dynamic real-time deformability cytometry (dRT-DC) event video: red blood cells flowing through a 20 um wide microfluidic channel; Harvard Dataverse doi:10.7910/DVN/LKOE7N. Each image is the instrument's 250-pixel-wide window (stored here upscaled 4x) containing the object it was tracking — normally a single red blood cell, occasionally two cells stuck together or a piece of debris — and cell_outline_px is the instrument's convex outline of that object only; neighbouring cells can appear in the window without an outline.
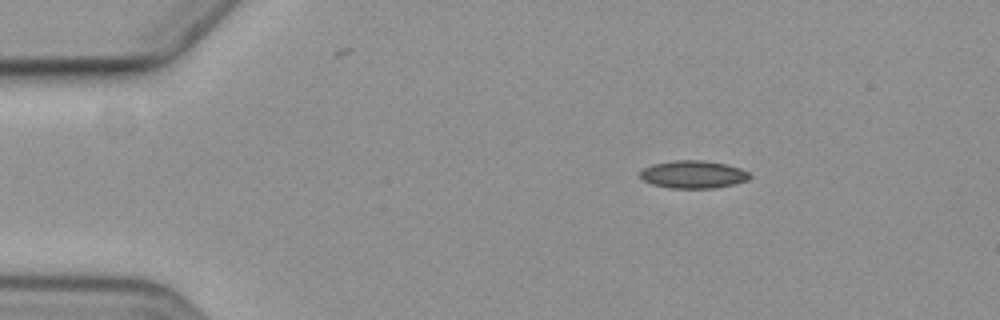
{"species": "common noctule bat (a hibernating species)", "species_latin": "Nyctalus noctula", "temperature_condition": "cold", "stored_images_in_passage": 5, "camera_frame_rate_fps": 3000, "um_per_image_px": 0.085, "animal": {"sex": "female", "body_mass_g": 19.3, "forearm_length_mm": 54.1}, "frame": {"image": 1, "passage_image": 1, "time_ms": 0.0, "image_size_px": [1000, 320], "cell_outline_px": [[752, 176], [748, 180], [732, 184], [712, 188], [668, 188], [652, 184], [644, 180], [640, 176], [640, 172], [644, 168], [652, 164], [676, 160], [704, 160], [728, 164], [740, 168], [748, 172]], "centroid_in_image_um": [58.93, 14.82], "position_along_channel_um": 26.1, "area_um2": 17.69}}
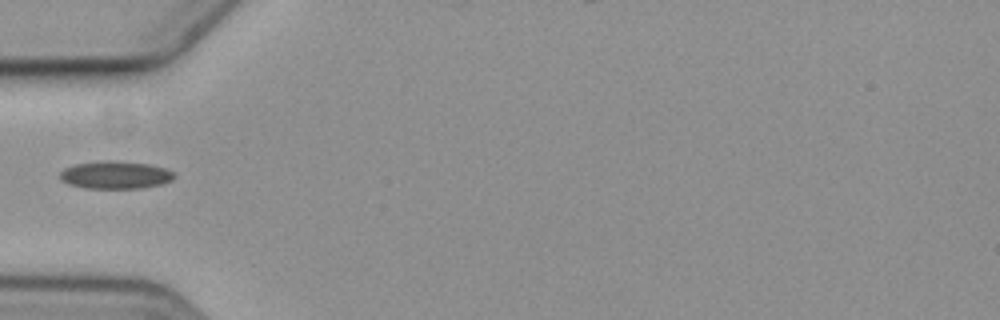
{"frame": {"image": 2, "passage_image": 4, "time_ms": 3.333, "image_size_px": [1000, 320], "cell_outline_px": [[176, 176], [172, 180], [160, 184], [140, 188], [84, 188], [68, 184], [60, 180], [60, 172], [64, 168], [76, 164], [108, 160], [112, 160], [148, 164], [164, 168], [176, 172]], "centroid_in_image_um": [9.81, 14.87], "position_along_channel_um": 75.2, "area_um2": 18.44}}